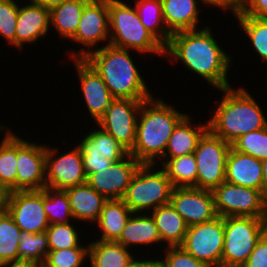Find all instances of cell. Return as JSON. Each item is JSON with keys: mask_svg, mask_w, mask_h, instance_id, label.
<instances>
[{"mask_svg": "<svg viewBox=\"0 0 267 267\" xmlns=\"http://www.w3.org/2000/svg\"><path fill=\"white\" fill-rule=\"evenodd\" d=\"M212 30L206 26L201 30L172 34L165 46V55L176 63L181 61L186 69L202 77L211 87L218 90L231 87L227 74L233 60L220 47Z\"/></svg>", "mask_w": 267, "mask_h": 267, "instance_id": "1", "label": "cell"}, {"mask_svg": "<svg viewBox=\"0 0 267 267\" xmlns=\"http://www.w3.org/2000/svg\"><path fill=\"white\" fill-rule=\"evenodd\" d=\"M168 105L163 98L151 97L142 103L135 144L129 151L141 164H156L162 158L177 124L187 115Z\"/></svg>", "mask_w": 267, "mask_h": 267, "instance_id": "2", "label": "cell"}, {"mask_svg": "<svg viewBox=\"0 0 267 267\" xmlns=\"http://www.w3.org/2000/svg\"><path fill=\"white\" fill-rule=\"evenodd\" d=\"M223 93L218 107L208 119V130L232 144L240 136L267 126L260 105L245 88L218 89Z\"/></svg>", "mask_w": 267, "mask_h": 267, "instance_id": "3", "label": "cell"}, {"mask_svg": "<svg viewBox=\"0 0 267 267\" xmlns=\"http://www.w3.org/2000/svg\"><path fill=\"white\" fill-rule=\"evenodd\" d=\"M129 51L105 44L84 59L101 76L113 98L148 100L153 95Z\"/></svg>", "mask_w": 267, "mask_h": 267, "instance_id": "4", "label": "cell"}, {"mask_svg": "<svg viewBox=\"0 0 267 267\" xmlns=\"http://www.w3.org/2000/svg\"><path fill=\"white\" fill-rule=\"evenodd\" d=\"M109 45L138 53L165 56V46L141 23L135 7L122 0H108Z\"/></svg>", "mask_w": 267, "mask_h": 267, "instance_id": "5", "label": "cell"}, {"mask_svg": "<svg viewBox=\"0 0 267 267\" xmlns=\"http://www.w3.org/2000/svg\"><path fill=\"white\" fill-rule=\"evenodd\" d=\"M158 164H141L134 174L122 199L133 213H145L169 204L174 187L165 171L155 168Z\"/></svg>", "mask_w": 267, "mask_h": 267, "instance_id": "6", "label": "cell"}, {"mask_svg": "<svg viewBox=\"0 0 267 267\" xmlns=\"http://www.w3.org/2000/svg\"><path fill=\"white\" fill-rule=\"evenodd\" d=\"M267 232V218L224 217L221 267H242Z\"/></svg>", "mask_w": 267, "mask_h": 267, "instance_id": "7", "label": "cell"}, {"mask_svg": "<svg viewBox=\"0 0 267 267\" xmlns=\"http://www.w3.org/2000/svg\"><path fill=\"white\" fill-rule=\"evenodd\" d=\"M212 193L220 217L267 218V199L261 190L224 181Z\"/></svg>", "mask_w": 267, "mask_h": 267, "instance_id": "8", "label": "cell"}, {"mask_svg": "<svg viewBox=\"0 0 267 267\" xmlns=\"http://www.w3.org/2000/svg\"><path fill=\"white\" fill-rule=\"evenodd\" d=\"M231 144L209 130L194 151L197 162L196 188L213 191L225 181L226 159Z\"/></svg>", "mask_w": 267, "mask_h": 267, "instance_id": "9", "label": "cell"}, {"mask_svg": "<svg viewBox=\"0 0 267 267\" xmlns=\"http://www.w3.org/2000/svg\"><path fill=\"white\" fill-rule=\"evenodd\" d=\"M181 247L207 267H221L224 217L189 226Z\"/></svg>", "mask_w": 267, "mask_h": 267, "instance_id": "10", "label": "cell"}, {"mask_svg": "<svg viewBox=\"0 0 267 267\" xmlns=\"http://www.w3.org/2000/svg\"><path fill=\"white\" fill-rule=\"evenodd\" d=\"M108 0H90L83 8L82 16L72 42L82 46L80 50L71 51L70 58L84 59L96 50L98 44L110 42ZM87 47V49H86ZM92 50H91V49ZM94 49V50H93Z\"/></svg>", "mask_w": 267, "mask_h": 267, "instance_id": "11", "label": "cell"}, {"mask_svg": "<svg viewBox=\"0 0 267 267\" xmlns=\"http://www.w3.org/2000/svg\"><path fill=\"white\" fill-rule=\"evenodd\" d=\"M144 101L114 98L97 126L130 151L135 144L137 118Z\"/></svg>", "mask_w": 267, "mask_h": 267, "instance_id": "12", "label": "cell"}, {"mask_svg": "<svg viewBox=\"0 0 267 267\" xmlns=\"http://www.w3.org/2000/svg\"><path fill=\"white\" fill-rule=\"evenodd\" d=\"M57 147L49 148L46 145V181L45 187L66 190L86 183L87 176L84 171L81 149L77 145L71 151L57 155ZM58 157H57V156Z\"/></svg>", "mask_w": 267, "mask_h": 267, "instance_id": "13", "label": "cell"}, {"mask_svg": "<svg viewBox=\"0 0 267 267\" xmlns=\"http://www.w3.org/2000/svg\"><path fill=\"white\" fill-rule=\"evenodd\" d=\"M16 191L43 190L46 181V145L17 135Z\"/></svg>", "mask_w": 267, "mask_h": 267, "instance_id": "14", "label": "cell"}, {"mask_svg": "<svg viewBox=\"0 0 267 267\" xmlns=\"http://www.w3.org/2000/svg\"><path fill=\"white\" fill-rule=\"evenodd\" d=\"M6 210L22 232L39 233L50 225L43 206V190L9 192Z\"/></svg>", "mask_w": 267, "mask_h": 267, "instance_id": "15", "label": "cell"}, {"mask_svg": "<svg viewBox=\"0 0 267 267\" xmlns=\"http://www.w3.org/2000/svg\"><path fill=\"white\" fill-rule=\"evenodd\" d=\"M140 165V162L128 154L108 168L89 174L86 182L107 200L123 199Z\"/></svg>", "mask_w": 267, "mask_h": 267, "instance_id": "16", "label": "cell"}, {"mask_svg": "<svg viewBox=\"0 0 267 267\" xmlns=\"http://www.w3.org/2000/svg\"><path fill=\"white\" fill-rule=\"evenodd\" d=\"M169 204L183 217L187 226L216 218L212 191L195 187L173 188Z\"/></svg>", "mask_w": 267, "mask_h": 267, "instance_id": "17", "label": "cell"}, {"mask_svg": "<svg viewBox=\"0 0 267 267\" xmlns=\"http://www.w3.org/2000/svg\"><path fill=\"white\" fill-rule=\"evenodd\" d=\"M89 115L97 123L114 99L101 76L85 59H73Z\"/></svg>", "mask_w": 267, "mask_h": 267, "instance_id": "18", "label": "cell"}, {"mask_svg": "<svg viewBox=\"0 0 267 267\" xmlns=\"http://www.w3.org/2000/svg\"><path fill=\"white\" fill-rule=\"evenodd\" d=\"M50 26V9L31 1L27 5L19 6L15 47L22 50L26 43L34 44L35 41L44 38L48 35Z\"/></svg>", "mask_w": 267, "mask_h": 267, "instance_id": "19", "label": "cell"}, {"mask_svg": "<svg viewBox=\"0 0 267 267\" xmlns=\"http://www.w3.org/2000/svg\"><path fill=\"white\" fill-rule=\"evenodd\" d=\"M225 181L262 191L261 160L240 153L231 147L226 159Z\"/></svg>", "mask_w": 267, "mask_h": 267, "instance_id": "20", "label": "cell"}, {"mask_svg": "<svg viewBox=\"0 0 267 267\" xmlns=\"http://www.w3.org/2000/svg\"><path fill=\"white\" fill-rule=\"evenodd\" d=\"M66 194L71 205L72 216L83 222H96L101 214L104 204L108 201L87 182L67 188Z\"/></svg>", "mask_w": 267, "mask_h": 267, "instance_id": "21", "label": "cell"}, {"mask_svg": "<svg viewBox=\"0 0 267 267\" xmlns=\"http://www.w3.org/2000/svg\"><path fill=\"white\" fill-rule=\"evenodd\" d=\"M161 3L163 19L171 34L199 29L198 0H161Z\"/></svg>", "mask_w": 267, "mask_h": 267, "instance_id": "22", "label": "cell"}, {"mask_svg": "<svg viewBox=\"0 0 267 267\" xmlns=\"http://www.w3.org/2000/svg\"><path fill=\"white\" fill-rule=\"evenodd\" d=\"M186 115L174 128L162 158H177L194 153L199 140L208 131V123H191ZM196 124V125H195ZM194 126V127H193Z\"/></svg>", "mask_w": 267, "mask_h": 267, "instance_id": "23", "label": "cell"}, {"mask_svg": "<svg viewBox=\"0 0 267 267\" xmlns=\"http://www.w3.org/2000/svg\"><path fill=\"white\" fill-rule=\"evenodd\" d=\"M139 214L132 213L122 230V234L116 240L118 244L123 245L125 248L129 249L131 245H144L146 247L162 242L152 215L147 213Z\"/></svg>", "mask_w": 267, "mask_h": 267, "instance_id": "24", "label": "cell"}, {"mask_svg": "<svg viewBox=\"0 0 267 267\" xmlns=\"http://www.w3.org/2000/svg\"><path fill=\"white\" fill-rule=\"evenodd\" d=\"M78 146L81 149L82 158L106 157L113 163L129 154L121 143L100 127L86 134Z\"/></svg>", "mask_w": 267, "mask_h": 267, "instance_id": "25", "label": "cell"}, {"mask_svg": "<svg viewBox=\"0 0 267 267\" xmlns=\"http://www.w3.org/2000/svg\"><path fill=\"white\" fill-rule=\"evenodd\" d=\"M150 214L155 220L162 244L166 243L164 247L181 246L188 228L183 217L170 204L160 206Z\"/></svg>", "mask_w": 267, "mask_h": 267, "instance_id": "26", "label": "cell"}, {"mask_svg": "<svg viewBox=\"0 0 267 267\" xmlns=\"http://www.w3.org/2000/svg\"><path fill=\"white\" fill-rule=\"evenodd\" d=\"M132 211L122 199L108 200L101 211L98 220L94 223L101 230V237L97 240L116 241L122 234Z\"/></svg>", "mask_w": 267, "mask_h": 267, "instance_id": "27", "label": "cell"}, {"mask_svg": "<svg viewBox=\"0 0 267 267\" xmlns=\"http://www.w3.org/2000/svg\"><path fill=\"white\" fill-rule=\"evenodd\" d=\"M133 256L123 245L116 241L96 240L89 243L88 259L90 267H125Z\"/></svg>", "mask_w": 267, "mask_h": 267, "instance_id": "28", "label": "cell"}, {"mask_svg": "<svg viewBox=\"0 0 267 267\" xmlns=\"http://www.w3.org/2000/svg\"><path fill=\"white\" fill-rule=\"evenodd\" d=\"M90 0H69L50 9V25L59 36L71 40L78 28L84 6Z\"/></svg>", "mask_w": 267, "mask_h": 267, "instance_id": "29", "label": "cell"}, {"mask_svg": "<svg viewBox=\"0 0 267 267\" xmlns=\"http://www.w3.org/2000/svg\"><path fill=\"white\" fill-rule=\"evenodd\" d=\"M161 167L176 187H195L197 181V162L194 153L177 158H162Z\"/></svg>", "mask_w": 267, "mask_h": 267, "instance_id": "30", "label": "cell"}, {"mask_svg": "<svg viewBox=\"0 0 267 267\" xmlns=\"http://www.w3.org/2000/svg\"><path fill=\"white\" fill-rule=\"evenodd\" d=\"M134 7L145 28L166 46L172 34L163 19L161 0H135Z\"/></svg>", "mask_w": 267, "mask_h": 267, "instance_id": "31", "label": "cell"}, {"mask_svg": "<svg viewBox=\"0 0 267 267\" xmlns=\"http://www.w3.org/2000/svg\"><path fill=\"white\" fill-rule=\"evenodd\" d=\"M5 130L0 143V183L13 192L16 191L17 134L8 127Z\"/></svg>", "mask_w": 267, "mask_h": 267, "instance_id": "32", "label": "cell"}, {"mask_svg": "<svg viewBox=\"0 0 267 267\" xmlns=\"http://www.w3.org/2000/svg\"><path fill=\"white\" fill-rule=\"evenodd\" d=\"M43 206L49 224L72 222V210L65 190L43 189Z\"/></svg>", "mask_w": 267, "mask_h": 267, "instance_id": "33", "label": "cell"}, {"mask_svg": "<svg viewBox=\"0 0 267 267\" xmlns=\"http://www.w3.org/2000/svg\"><path fill=\"white\" fill-rule=\"evenodd\" d=\"M21 233L8 211H0V263L18 260Z\"/></svg>", "mask_w": 267, "mask_h": 267, "instance_id": "34", "label": "cell"}, {"mask_svg": "<svg viewBox=\"0 0 267 267\" xmlns=\"http://www.w3.org/2000/svg\"><path fill=\"white\" fill-rule=\"evenodd\" d=\"M49 241L45 231L39 233L22 232L18 246V259L42 266L49 252Z\"/></svg>", "mask_w": 267, "mask_h": 267, "instance_id": "35", "label": "cell"}, {"mask_svg": "<svg viewBox=\"0 0 267 267\" xmlns=\"http://www.w3.org/2000/svg\"><path fill=\"white\" fill-rule=\"evenodd\" d=\"M254 51L267 63V18L235 16Z\"/></svg>", "mask_w": 267, "mask_h": 267, "instance_id": "36", "label": "cell"}, {"mask_svg": "<svg viewBox=\"0 0 267 267\" xmlns=\"http://www.w3.org/2000/svg\"><path fill=\"white\" fill-rule=\"evenodd\" d=\"M231 147L256 159H267V126L240 136L231 144Z\"/></svg>", "mask_w": 267, "mask_h": 267, "instance_id": "37", "label": "cell"}, {"mask_svg": "<svg viewBox=\"0 0 267 267\" xmlns=\"http://www.w3.org/2000/svg\"><path fill=\"white\" fill-rule=\"evenodd\" d=\"M88 249L89 243L86 246L80 244L73 248L49 250L41 267H83L88 258Z\"/></svg>", "mask_w": 267, "mask_h": 267, "instance_id": "38", "label": "cell"}, {"mask_svg": "<svg viewBox=\"0 0 267 267\" xmlns=\"http://www.w3.org/2000/svg\"><path fill=\"white\" fill-rule=\"evenodd\" d=\"M77 227L69 223L50 224L46 229L50 250L78 247L81 239Z\"/></svg>", "mask_w": 267, "mask_h": 267, "instance_id": "39", "label": "cell"}, {"mask_svg": "<svg viewBox=\"0 0 267 267\" xmlns=\"http://www.w3.org/2000/svg\"><path fill=\"white\" fill-rule=\"evenodd\" d=\"M14 0H0V36L15 46L16 23L19 5Z\"/></svg>", "mask_w": 267, "mask_h": 267, "instance_id": "40", "label": "cell"}, {"mask_svg": "<svg viewBox=\"0 0 267 267\" xmlns=\"http://www.w3.org/2000/svg\"><path fill=\"white\" fill-rule=\"evenodd\" d=\"M164 259L156 258V267H207L181 246L164 248Z\"/></svg>", "mask_w": 267, "mask_h": 267, "instance_id": "41", "label": "cell"}, {"mask_svg": "<svg viewBox=\"0 0 267 267\" xmlns=\"http://www.w3.org/2000/svg\"><path fill=\"white\" fill-rule=\"evenodd\" d=\"M242 267H267V232L257 242L254 250Z\"/></svg>", "mask_w": 267, "mask_h": 267, "instance_id": "42", "label": "cell"}, {"mask_svg": "<svg viewBox=\"0 0 267 267\" xmlns=\"http://www.w3.org/2000/svg\"><path fill=\"white\" fill-rule=\"evenodd\" d=\"M235 16L267 18V0H243L241 10Z\"/></svg>", "mask_w": 267, "mask_h": 267, "instance_id": "43", "label": "cell"}, {"mask_svg": "<svg viewBox=\"0 0 267 267\" xmlns=\"http://www.w3.org/2000/svg\"><path fill=\"white\" fill-rule=\"evenodd\" d=\"M199 1V0H198ZM203 6H209L210 8L217 7L222 10L232 12L235 16L242 7L243 0H200Z\"/></svg>", "mask_w": 267, "mask_h": 267, "instance_id": "44", "label": "cell"}, {"mask_svg": "<svg viewBox=\"0 0 267 267\" xmlns=\"http://www.w3.org/2000/svg\"><path fill=\"white\" fill-rule=\"evenodd\" d=\"M83 167L86 176L91 173L99 172L102 169L108 168L113 162L106 157L102 158H82Z\"/></svg>", "mask_w": 267, "mask_h": 267, "instance_id": "45", "label": "cell"}, {"mask_svg": "<svg viewBox=\"0 0 267 267\" xmlns=\"http://www.w3.org/2000/svg\"><path fill=\"white\" fill-rule=\"evenodd\" d=\"M0 267H41L38 264L27 260H13L0 263Z\"/></svg>", "mask_w": 267, "mask_h": 267, "instance_id": "46", "label": "cell"}, {"mask_svg": "<svg viewBox=\"0 0 267 267\" xmlns=\"http://www.w3.org/2000/svg\"><path fill=\"white\" fill-rule=\"evenodd\" d=\"M125 267H156V259H151L149 257V260L148 258L147 259H133L127 266Z\"/></svg>", "mask_w": 267, "mask_h": 267, "instance_id": "47", "label": "cell"}, {"mask_svg": "<svg viewBox=\"0 0 267 267\" xmlns=\"http://www.w3.org/2000/svg\"><path fill=\"white\" fill-rule=\"evenodd\" d=\"M30 1L33 3L39 4V5H42L43 7L47 9H51L69 0H30Z\"/></svg>", "mask_w": 267, "mask_h": 267, "instance_id": "48", "label": "cell"}, {"mask_svg": "<svg viewBox=\"0 0 267 267\" xmlns=\"http://www.w3.org/2000/svg\"><path fill=\"white\" fill-rule=\"evenodd\" d=\"M261 167L263 173L262 193L267 199V159L261 160Z\"/></svg>", "mask_w": 267, "mask_h": 267, "instance_id": "49", "label": "cell"}, {"mask_svg": "<svg viewBox=\"0 0 267 267\" xmlns=\"http://www.w3.org/2000/svg\"><path fill=\"white\" fill-rule=\"evenodd\" d=\"M8 196H9V190L0 183V211L6 209Z\"/></svg>", "mask_w": 267, "mask_h": 267, "instance_id": "50", "label": "cell"}, {"mask_svg": "<svg viewBox=\"0 0 267 267\" xmlns=\"http://www.w3.org/2000/svg\"><path fill=\"white\" fill-rule=\"evenodd\" d=\"M6 129V126L4 125V126H2L1 124H0V132H3L4 133V130Z\"/></svg>", "mask_w": 267, "mask_h": 267, "instance_id": "51", "label": "cell"}]
</instances>
